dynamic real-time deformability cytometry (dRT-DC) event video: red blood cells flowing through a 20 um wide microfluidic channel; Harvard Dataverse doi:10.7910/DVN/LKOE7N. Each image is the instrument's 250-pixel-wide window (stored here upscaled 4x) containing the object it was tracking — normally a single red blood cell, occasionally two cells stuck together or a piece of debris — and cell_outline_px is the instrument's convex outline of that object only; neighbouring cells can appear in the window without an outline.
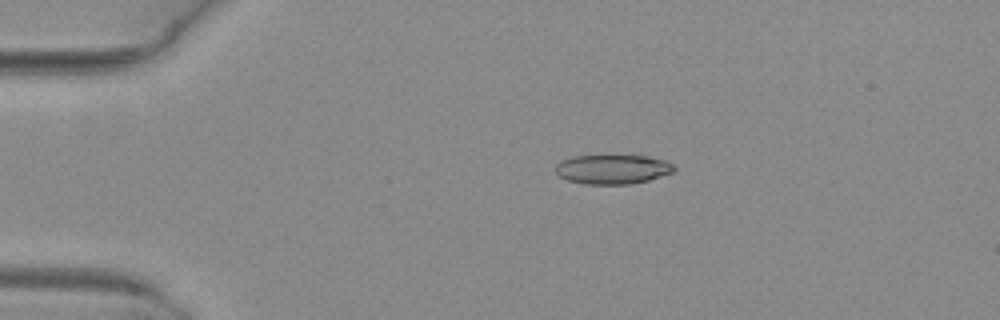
{"species": "common noctule bat (a hibernating species)", "species_latin": "Nyctalus noctula", "temperature_condition": "warm", "stored_images_in_passage": 4, "camera_frame_rate_fps": 3000, "um_per_image_px": 0.085, "animal": {"sex": "female", "body_mass_g": 29.2, "forearm_length_mm": 56.3}, "frame": {"image": 1, "passage_image": 2, "time_ms": 0.333, "image_size_px": [1000, 320], "cell_outline_px": [[676, 172], [648, 180], [628, 184], [584, 184], [568, 180], [560, 176], [556, 172], [556, 164], [560, 160], [572, 156], [640, 152], [664, 160], [672, 164], [676, 168]], "centroid_in_image_um": [52.13, 14.32], "position_along_channel_um": 32.9, "area_um2": 21.5}}
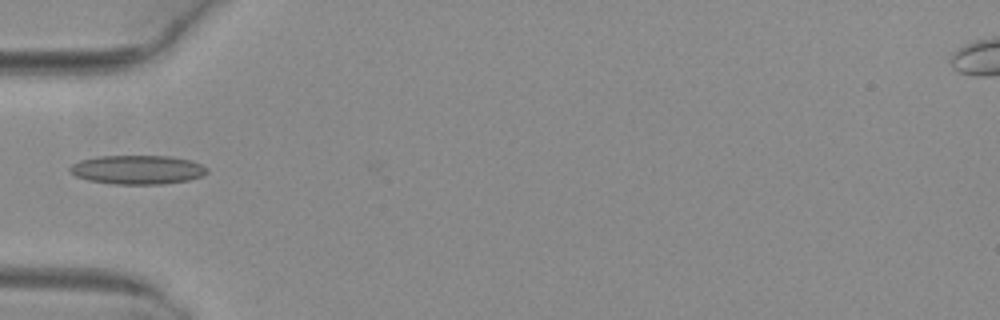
{"frame": {"image": 2, "passage_image": 4, "time_ms": 1.0, "image_size_px": [1000, 320], "cell_outline_px": [[208, 172], [200, 176], [188, 180], [164, 184], [112, 184], [88, 180], [76, 176], [68, 172], [68, 168], [72, 164], [80, 160], [96, 156], [168, 156], [192, 160], [208, 168]], "centroid_in_image_um": [11.65, 14.42], "position_along_channel_um": 73.3, "area_um2": 23.29}}